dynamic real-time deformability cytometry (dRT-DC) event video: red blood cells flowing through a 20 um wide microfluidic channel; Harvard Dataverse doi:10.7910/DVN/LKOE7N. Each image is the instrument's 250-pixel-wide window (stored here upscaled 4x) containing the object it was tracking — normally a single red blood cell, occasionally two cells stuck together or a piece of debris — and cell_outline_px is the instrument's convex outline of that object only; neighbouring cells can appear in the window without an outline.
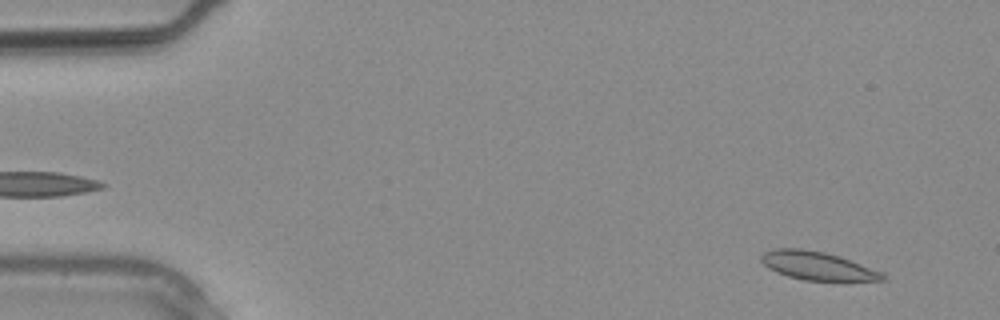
{"species": "common noctule bat (a hibernating species)", "species_latin": "Nyctalus noctula", "temperature_condition": "warm", "stored_images_in_passage": 14, "camera_frame_rate_fps": 3000, "um_per_image_px": 0.085, "animal": {"sex": "male", "body_mass_g": 20.4}, "frame": {"image": 1, "passage_image": 2, "time_ms": 0.333, "image_size_px": [1000, 320], "cell_outline_px": [[884, 280], [804, 280], [788, 276], [776, 272], [768, 268], [760, 260], [760, 256], [764, 252], [776, 248], [804, 248], [824, 252], [840, 256], [884, 272]], "centroid_in_image_um": [69.45, 22.57], "position_along_channel_um": 15.5, "area_um2": 20.0}}
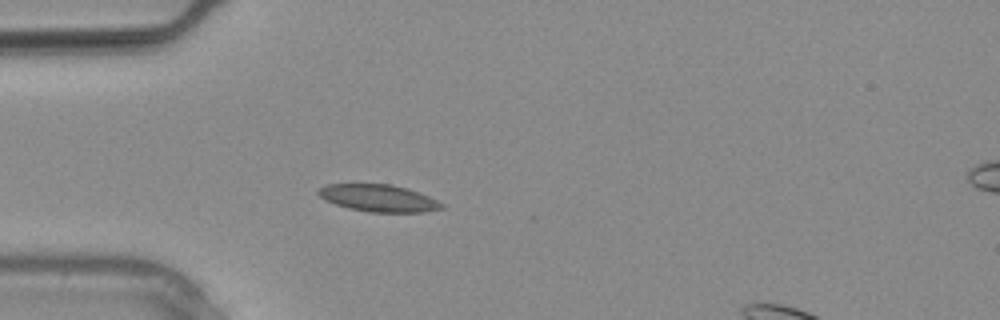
{"frame": {"image": 2, "passage_image": 8, "time_ms": 2.333, "image_size_px": [1000, 320], "cell_outline_px": [[444, 208], [424, 212], [368, 212], [336, 204], [320, 196], [316, 192], [320, 188], [328, 184], [392, 184], [408, 188], [428, 196], [444, 204]], "centroid_in_image_um": [32.22, 16.83], "position_along_channel_um": 52.8, "area_um2": 19.25}}